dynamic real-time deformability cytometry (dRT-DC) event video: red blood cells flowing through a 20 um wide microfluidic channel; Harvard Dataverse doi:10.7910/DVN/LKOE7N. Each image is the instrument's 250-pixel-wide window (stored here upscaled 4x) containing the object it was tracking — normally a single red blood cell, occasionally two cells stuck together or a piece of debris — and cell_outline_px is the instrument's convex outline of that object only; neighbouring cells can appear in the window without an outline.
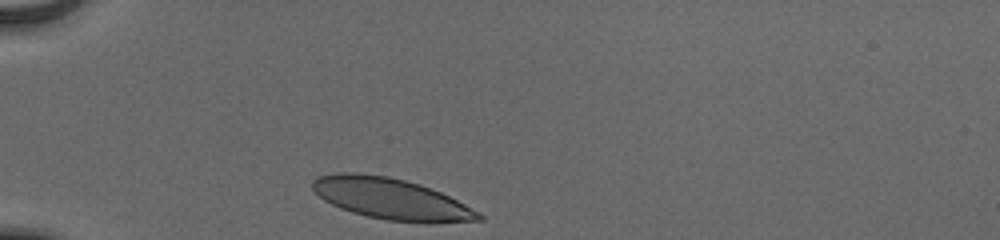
{"species": "human", "species_latin": "Homo sapiens", "temperature_condition": "cold", "stored_images_in_passage": 31, "camera_frame_rate_fps": 3000, "um_per_image_px": 0.085, "donor": {"sex": "male"}, "frame": {"image": 1, "passage_image": 1, "time_ms": 0.0, "image_size_px": [1000, 240], "cell_outline_px": [[484, 220], [388, 220], [368, 216], [352, 212], [340, 208], [324, 200], [312, 188], [312, 180], [316, 176], [336, 172], [356, 172], [388, 176], [420, 184], [440, 192], [480, 212], [484, 216]], "centroid_in_image_um": [33.13, 16.83], "position_along_channel_um": 51.9, "area_um2": 38.73}}
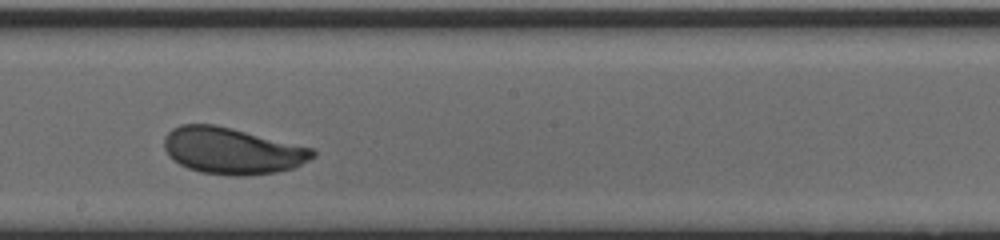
{"frame": {"image": 2, "passage_image": 17, "time_ms": 5.333, "image_size_px": [1000, 240], "cell_outline_px": [[316, 156], [292, 168], [276, 172], [244, 176], [232, 176], [200, 172], [188, 168], [172, 160], [168, 156], [164, 148], [164, 136], [172, 128], [180, 124], [216, 124], [312, 148], [316, 152]], "centroid_in_image_um": [19.68, 12.82], "position_along_channel_um": 228.5, "area_um2": 40.29}}
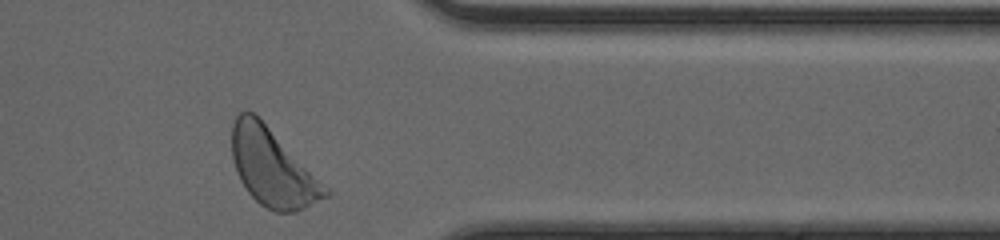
{"frame": {"image": 3, "passage_image": 30, "time_ms": 9.667, "image_size_px": [1000, 240], "cell_outline_px": [[332, 192], [328, 196], [296, 212], [276, 212], [260, 204], [248, 192], [240, 180], [236, 172], [232, 156], [232, 124], [236, 116], [240, 112], [252, 112]], "centroid_in_image_um": [23.13, 14.29], "position_along_channel_um": 388.3, "area_um2": 40.86}, "authors_computed_cell_mechanics": {"area_um2": 39.6508, "velocity_mm_per_s": 3.8442, "shape_relaxation_time_tau1_ms": 3.2778, "shape_relaxation_time_tau2_ms": null, "deformation_change_tau1": 0.1473, "deformation_change_tau2": null}}